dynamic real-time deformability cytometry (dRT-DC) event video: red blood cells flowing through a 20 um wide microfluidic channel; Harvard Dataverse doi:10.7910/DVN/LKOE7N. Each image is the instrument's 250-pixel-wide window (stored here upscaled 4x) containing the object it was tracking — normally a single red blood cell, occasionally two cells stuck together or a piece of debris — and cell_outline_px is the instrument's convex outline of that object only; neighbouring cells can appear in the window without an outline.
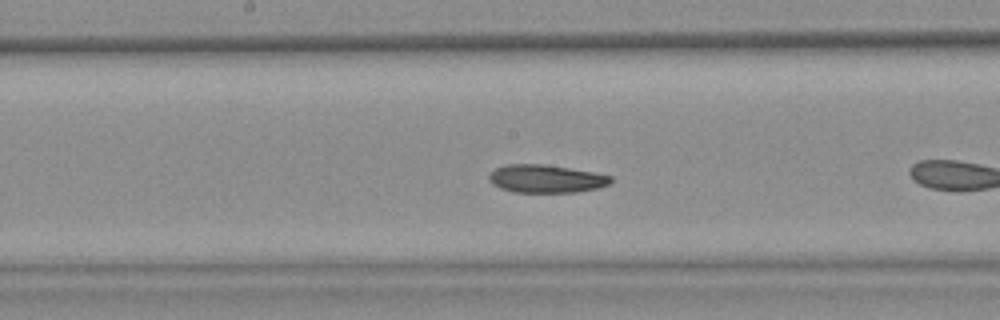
{"species": "common noctule bat (a hibernating species)", "species_latin": "Nyctalus noctula", "temperature_condition": "warm", "stored_images_in_passage": 18, "camera_frame_rate_fps": 3000, "um_per_image_px": 0.085, "animal": {"sex": "female", "body_mass_g": 25.1}, "frame": {"image": 1, "passage_image": 13, "time_ms": 4.0, "image_size_px": [1000, 320], "cell_outline_px": [[612, 180], [608, 184], [596, 188], [576, 192], [512, 192], [500, 188], [492, 184], [488, 180], [488, 176], [496, 168], [504, 164], [544, 164], [592, 172], [612, 176]], "centroid_in_image_um": [46.36, 15.19], "position_along_channel_um": 201.8, "area_um2": 19.77}}